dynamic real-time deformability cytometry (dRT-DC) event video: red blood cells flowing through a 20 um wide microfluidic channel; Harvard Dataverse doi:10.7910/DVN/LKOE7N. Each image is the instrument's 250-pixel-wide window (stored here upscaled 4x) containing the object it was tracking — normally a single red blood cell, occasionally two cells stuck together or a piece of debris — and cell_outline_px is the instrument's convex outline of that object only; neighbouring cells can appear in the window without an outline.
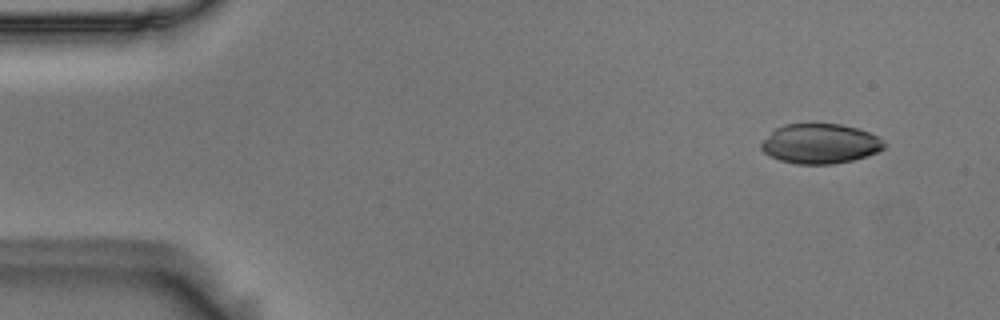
{"species": "Egyptian fruit bat (a non-hibernating species)", "species_latin": "Rousettus aegyptiacus", "temperature_condition": "room temperature", "stored_images_in_passage": 5, "segment_of_instrument_passage": [1, 2], "camera_frame_rate_fps": 3000, "um_per_image_px": 0.085, "animal": {"sex": "male"}, "frame": {"image": 1, "passage_image": 1, "time_ms": 0.0, "image_size_px": [1000, 320], "cell_outline_px": [[888, 144], [884, 148], [868, 156], [852, 160], [832, 164], [796, 164], [780, 160], [764, 152], [760, 148], [760, 144], [776, 128], [784, 124], [808, 120], [812, 120], [840, 124], [856, 128], [868, 132], [876, 136]], "centroid_in_image_um": [69.71, 12.16], "position_along_channel_um": 15.3, "area_um2": 29.19}}